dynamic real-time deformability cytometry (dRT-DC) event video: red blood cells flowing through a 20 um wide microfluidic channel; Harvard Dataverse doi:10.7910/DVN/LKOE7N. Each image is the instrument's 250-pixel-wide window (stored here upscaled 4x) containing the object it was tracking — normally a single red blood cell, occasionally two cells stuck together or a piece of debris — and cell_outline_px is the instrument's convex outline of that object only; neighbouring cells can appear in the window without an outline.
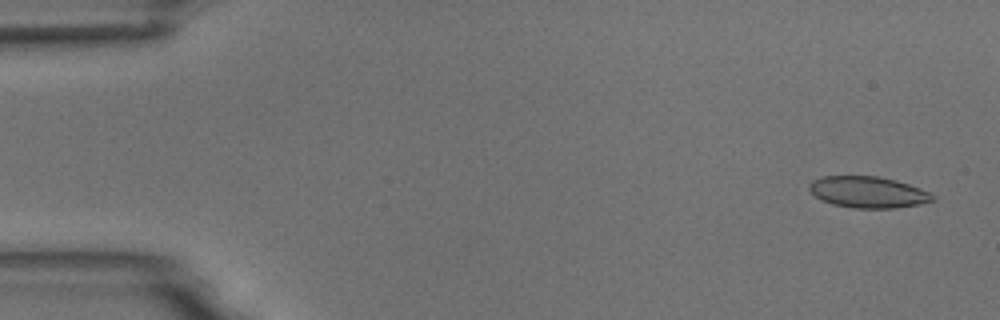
{"species": "common noctule bat (a hibernating species)", "species_latin": "Nyctalus noctula", "temperature_condition": "room temperature", "stored_images_in_passage": 3, "camera_frame_rate_fps": 3000, "um_per_image_px": 0.085, "animal": {"sex": "male", "body_mass_g": 18.8}, "frame": {"image": 1, "passage_image": 1, "time_ms": 0.0, "image_size_px": [1000, 320], "cell_outline_px": [[936, 200], [920, 204], [896, 208], [852, 208], [832, 204], [820, 200], [808, 188], [808, 184], [812, 180], [824, 176], [876, 176], [896, 180], [920, 188], [936, 196]], "centroid_in_image_um": [73.78, 16.34], "position_along_channel_um": 11.2, "area_um2": 22.66}}